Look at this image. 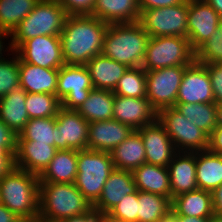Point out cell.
Wrapping results in <instances>:
<instances>
[{
	"instance_id": "1",
	"label": "cell",
	"mask_w": 222,
	"mask_h": 222,
	"mask_svg": "<svg viewBox=\"0 0 222 222\" xmlns=\"http://www.w3.org/2000/svg\"><path fill=\"white\" fill-rule=\"evenodd\" d=\"M109 24L92 15H68L60 33L62 54L67 65H86L102 54Z\"/></svg>"
},
{
	"instance_id": "2",
	"label": "cell",
	"mask_w": 222,
	"mask_h": 222,
	"mask_svg": "<svg viewBox=\"0 0 222 222\" xmlns=\"http://www.w3.org/2000/svg\"><path fill=\"white\" fill-rule=\"evenodd\" d=\"M39 182L37 175L15 167L0 179V203L24 222L39 219Z\"/></svg>"
},
{
	"instance_id": "3",
	"label": "cell",
	"mask_w": 222,
	"mask_h": 222,
	"mask_svg": "<svg viewBox=\"0 0 222 222\" xmlns=\"http://www.w3.org/2000/svg\"><path fill=\"white\" fill-rule=\"evenodd\" d=\"M149 38L139 22L109 24L102 54L128 68L141 67Z\"/></svg>"
},
{
	"instance_id": "4",
	"label": "cell",
	"mask_w": 222,
	"mask_h": 222,
	"mask_svg": "<svg viewBox=\"0 0 222 222\" xmlns=\"http://www.w3.org/2000/svg\"><path fill=\"white\" fill-rule=\"evenodd\" d=\"M93 208L74 183L39 182V219L58 222Z\"/></svg>"
},
{
	"instance_id": "5",
	"label": "cell",
	"mask_w": 222,
	"mask_h": 222,
	"mask_svg": "<svg viewBox=\"0 0 222 222\" xmlns=\"http://www.w3.org/2000/svg\"><path fill=\"white\" fill-rule=\"evenodd\" d=\"M68 14L59 0H39L10 36L7 52L15 51L25 40L42 35L60 36Z\"/></svg>"
},
{
	"instance_id": "6",
	"label": "cell",
	"mask_w": 222,
	"mask_h": 222,
	"mask_svg": "<svg viewBox=\"0 0 222 222\" xmlns=\"http://www.w3.org/2000/svg\"><path fill=\"white\" fill-rule=\"evenodd\" d=\"M110 152L84 149L77 151V174L74 185L94 205L114 169Z\"/></svg>"
},
{
	"instance_id": "7",
	"label": "cell",
	"mask_w": 222,
	"mask_h": 222,
	"mask_svg": "<svg viewBox=\"0 0 222 222\" xmlns=\"http://www.w3.org/2000/svg\"><path fill=\"white\" fill-rule=\"evenodd\" d=\"M195 61V51L188 38L179 36L150 37L142 68L145 72L177 65L189 66Z\"/></svg>"
},
{
	"instance_id": "8",
	"label": "cell",
	"mask_w": 222,
	"mask_h": 222,
	"mask_svg": "<svg viewBox=\"0 0 222 222\" xmlns=\"http://www.w3.org/2000/svg\"><path fill=\"white\" fill-rule=\"evenodd\" d=\"M158 121L165 127L178 152H198L208 150L209 136L192 123L174 106L158 113Z\"/></svg>"
},
{
	"instance_id": "9",
	"label": "cell",
	"mask_w": 222,
	"mask_h": 222,
	"mask_svg": "<svg viewBox=\"0 0 222 222\" xmlns=\"http://www.w3.org/2000/svg\"><path fill=\"white\" fill-rule=\"evenodd\" d=\"M138 22L150 37L187 38L188 0L178 5L143 10Z\"/></svg>"
},
{
	"instance_id": "10",
	"label": "cell",
	"mask_w": 222,
	"mask_h": 222,
	"mask_svg": "<svg viewBox=\"0 0 222 222\" xmlns=\"http://www.w3.org/2000/svg\"><path fill=\"white\" fill-rule=\"evenodd\" d=\"M187 67L177 65L145 72L147 99L158 113L165 108L175 106L178 90Z\"/></svg>"
},
{
	"instance_id": "11",
	"label": "cell",
	"mask_w": 222,
	"mask_h": 222,
	"mask_svg": "<svg viewBox=\"0 0 222 222\" xmlns=\"http://www.w3.org/2000/svg\"><path fill=\"white\" fill-rule=\"evenodd\" d=\"M93 89L89 70L86 65L64 64L58 73L57 97L61 107L77 110L88 98Z\"/></svg>"
},
{
	"instance_id": "12",
	"label": "cell",
	"mask_w": 222,
	"mask_h": 222,
	"mask_svg": "<svg viewBox=\"0 0 222 222\" xmlns=\"http://www.w3.org/2000/svg\"><path fill=\"white\" fill-rule=\"evenodd\" d=\"M26 63L48 69H60L65 63L60 36L42 35L25 40L16 50Z\"/></svg>"
},
{
	"instance_id": "13",
	"label": "cell",
	"mask_w": 222,
	"mask_h": 222,
	"mask_svg": "<svg viewBox=\"0 0 222 222\" xmlns=\"http://www.w3.org/2000/svg\"><path fill=\"white\" fill-rule=\"evenodd\" d=\"M89 122L76 110L61 107L56 115L54 146L57 150H84L88 146Z\"/></svg>"
},
{
	"instance_id": "14",
	"label": "cell",
	"mask_w": 222,
	"mask_h": 222,
	"mask_svg": "<svg viewBox=\"0 0 222 222\" xmlns=\"http://www.w3.org/2000/svg\"><path fill=\"white\" fill-rule=\"evenodd\" d=\"M215 103L208 69L194 61L186 69L178 90L176 104Z\"/></svg>"
},
{
	"instance_id": "15",
	"label": "cell",
	"mask_w": 222,
	"mask_h": 222,
	"mask_svg": "<svg viewBox=\"0 0 222 222\" xmlns=\"http://www.w3.org/2000/svg\"><path fill=\"white\" fill-rule=\"evenodd\" d=\"M222 17L205 0H188V33L196 51L218 29Z\"/></svg>"
},
{
	"instance_id": "16",
	"label": "cell",
	"mask_w": 222,
	"mask_h": 222,
	"mask_svg": "<svg viewBox=\"0 0 222 222\" xmlns=\"http://www.w3.org/2000/svg\"><path fill=\"white\" fill-rule=\"evenodd\" d=\"M137 131L143 139L146 163L168 167L177 151L165 127L157 120Z\"/></svg>"
},
{
	"instance_id": "17",
	"label": "cell",
	"mask_w": 222,
	"mask_h": 222,
	"mask_svg": "<svg viewBox=\"0 0 222 222\" xmlns=\"http://www.w3.org/2000/svg\"><path fill=\"white\" fill-rule=\"evenodd\" d=\"M113 119L129 125L133 130H138L155 123L158 120V112L147 98L115 95Z\"/></svg>"
},
{
	"instance_id": "18",
	"label": "cell",
	"mask_w": 222,
	"mask_h": 222,
	"mask_svg": "<svg viewBox=\"0 0 222 222\" xmlns=\"http://www.w3.org/2000/svg\"><path fill=\"white\" fill-rule=\"evenodd\" d=\"M134 130L117 120H101L89 123L87 149L111 152Z\"/></svg>"
},
{
	"instance_id": "19",
	"label": "cell",
	"mask_w": 222,
	"mask_h": 222,
	"mask_svg": "<svg viewBox=\"0 0 222 222\" xmlns=\"http://www.w3.org/2000/svg\"><path fill=\"white\" fill-rule=\"evenodd\" d=\"M137 191L132 171L114 168L104 184L103 191L93 209L106 215L124 196Z\"/></svg>"
},
{
	"instance_id": "20",
	"label": "cell",
	"mask_w": 222,
	"mask_h": 222,
	"mask_svg": "<svg viewBox=\"0 0 222 222\" xmlns=\"http://www.w3.org/2000/svg\"><path fill=\"white\" fill-rule=\"evenodd\" d=\"M172 199L180 194L195 191L196 152H176L168 165Z\"/></svg>"
},
{
	"instance_id": "21",
	"label": "cell",
	"mask_w": 222,
	"mask_h": 222,
	"mask_svg": "<svg viewBox=\"0 0 222 222\" xmlns=\"http://www.w3.org/2000/svg\"><path fill=\"white\" fill-rule=\"evenodd\" d=\"M54 145L37 143L32 140H17L15 166L39 176L54 157Z\"/></svg>"
},
{
	"instance_id": "22",
	"label": "cell",
	"mask_w": 222,
	"mask_h": 222,
	"mask_svg": "<svg viewBox=\"0 0 222 222\" xmlns=\"http://www.w3.org/2000/svg\"><path fill=\"white\" fill-rule=\"evenodd\" d=\"M59 69H48L23 62L19 58L20 86L27 93H47L57 96Z\"/></svg>"
},
{
	"instance_id": "23",
	"label": "cell",
	"mask_w": 222,
	"mask_h": 222,
	"mask_svg": "<svg viewBox=\"0 0 222 222\" xmlns=\"http://www.w3.org/2000/svg\"><path fill=\"white\" fill-rule=\"evenodd\" d=\"M91 15L108 24L138 22L139 0H95Z\"/></svg>"
},
{
	"instance_id": "24",
	"label": "cell",
	"mask_w": 222,
	"mask_h": 222,
	"mask_svg": "<svg viewBox=\"0 0 222 222\" xmlns=\"http://www.w3.org/2000/svg\"><path fill=\"white\" fill-rule=\"evenodd\" d=\"M93 88L114 91L128 67L103 54L96 55L86 64Z\"/></svg>"
},
{
	"instance_id": "25",
	"label": "cell",
	"mask_w": 222,
	"mask_h": 222,
	"mask_svg": "<svg viewBox=\"0 0 222 222\" xmlns=\"http://www.w3.org/2000/svg\"><path fill=\"white\" fill-rule=\"evenodd\" d=\"M171 215L210 218L214 215L212 192L197 189L174 197L171 201Z\"/></svg>"
},
{
	"instance_id": "26",
	"label": "cell",
	"mask_w": 222,
	"mask_h": 222,
	"mask_svg": "<svg viewBox=\"0 0 222 222\" xmlns=\"http://www.w3.org/2000/svg\"><path fill=\"white\" fill-rule=\"evenodd\" d=\"M132 173L137 190L163 195L172 201L168 167L144 163Z\"/></svg>"
},
{
	"instance_id": "27",
	"label": "cell",
	"mask_w": 222,
	"mask_h": 222,
	"mask_svg": "<svg viewBox=\"0 0 222 222\" xmlns=\"http://www.w3.org/2000/svg\"><path fill=\"white\" fill-rule=\"evenodd\" d=\"M27 94L19 86L0 98V119L17 135L29 120L25 106Z\"/></svg>"
},
{
	"instance_id": "28",
	"label": "cell",
	"mask_w": 222,
	"mask_h": 222,
	"mask_svg": "<svg viewBox=\"0 0 222 222\" xmlns=\"http://www.w3.org/2000/svg\"><path fill=\"white\" fill-rule=\"evenodd\" d=\"M76 174L77 150H57L38 179L48 183H74Z\"/></svg>"
},
{
	"instance_id": "29",
	"label": "cell",
	"mask_w": 222,
	"mask_h": 222,
	"mask_svg": "<svg viewBox=\"0 0 222 222\" xmlns=\"http://www.w3.org/2000/svg\"><path fill=\"white\" fill-rule=\"evenodd\" d=\"M110 154L116 169L133 171L146 163L143 139L137 130L130 133Z\"/></svg>"
},
{
	"instance_id": "30",
	"label": "cell",
	"mask_w": 222,
	"mask_h": 222,
	"mask_svg": "<svg viewBox=\"0 0 222 222\" xmlns=\"http://www.w3.org/2000/svg\"><path fill=\"white\" fill-rule=\"evenodd\" d=\"M196 181L199 189L213 192L222 184V155L209 150L196 152Z\"/></svg>"
},
{
	"instance_id": "31",
	"label": "cell",
	"mask_w": 222,
	"mask_h": 222,
	"mask_svg": "<svg viewBox=\"0 0 222 222\" xmlns=\"http://www.w3.org/2000/svg\"><path fill=\"white\" fill-rule=\"evenodd\" d=\"M115 95L113 91L93 88L87 100L76 110L89 123L112 120Z\"/></svg>"
},
{
	"instance_id": "32",
	"label": "cell",
	"mask_w": 222,
	"mask_h": 222,
	"mask_svg": "<svg viewBox=\"0 0 222 222\" xmlns=\"http://www.w3.org/2000/svg\"><path fill=\"white\" fill-rule=\"evenodd\" d=\"M171 216V200L138 190V222H161Z\"/></svg>"
},
{
	"instance_id": "33",
	"label": "cell",
	"mask_w": 222,
	"mask_h": 222,
	"mask_svg": "<svg viewBox=\"0 0 222 222\" xmlns=\"http://www.w3.org/2000/svg\"><path fill=\"white\" fill-rule=\"evenodd\" d=\"M174 107L208 136L217 127L216 103H184L175 104Z\"/></svg>"
},
{
	"instance_id": "34",
	"label": "cell",
	"mask_w": 222,
	"mask_h": 222,
	"mask_svg": "<svg viewBox=\"0 0 222 222\" xmlns=\"http://www.w3.org/2000/svg\"><path fill=\"white\" fill-rule=\"evenodd\" d=\"M38 2L39 0H0V29L10 35Z\"/></svg>"
},
{
	"instance_id": "35",
	"label": "cell",
	"mask_w": 222,
	"mask_h": 222,
	"mask_svg": "<svg viewBox=\"0 0 222 222\" xmlns=\"http://www.w3.org/2000/svg\"><path fill=\"white\" fill-rule=\"evenodd\" d=\"M56 117L32 118L25 124L17 140H32L54 145Z\"/></svg>"
},
{
	"instance_id": "36",
	"label": "cell",
	"mask_w": 222,
	"mask_h": 222,
	"mask_svg": "<svg viewBox=\"0 0 222 222\" xmlns=\"http://www.w3.org/2000/svg\"><path fill=\"white\" fill-rule=\"evenodd\" d=\"M114 95L133 98H147L146 73L142 67L128 68L119 79Z\"/></svg>"
},
{
	"instance_id": "37",
	"label": "cell",
	"mask_w": 222,
	"mask_h": 222,
	"mask_svg": "<svg viewBox=\"0 0 222 222\" xmlns=\"http://www.w3.org/2000/svg\"><path fill=\"white\" fill-rule=\"evenodd\" d=\"M25 104L29 119L56 117L61 108V100L47 93H28Z\"/></svg>"
},
{
	"instance_id": "38",
	"label": "cell",
	"mask_w": 222,
	"mask_h": 222,
	"mask_svg": "<svg viewBox=\"0 0 222 222\" xmlns=\"http://www.w3.org/2000/svg\"><path fill=\"white\" fill-rule=\"evenodd\" d=\"M195 61L203 65L222 63V19L218 29L195 51Z\"/></svg>"
},
{
	"instance_id": "39",
	"label": "cell",
	"mask_w": 222,
	"mask_h": 222,
	"mask_svg": "<svg viewBox=\"0 0 222 222\" xmlns=\"http://www.w3.org/2000/svg\"><path fill=\"white\" fill-rule=\"evenodd\" d=\"M11 52L13 57L0 59V98L20 86L19 57L15 51Z\"/></svg>"
},
{
	"instance_id": "40",
	"label": "cell",
	"mask_w": 222,
	"mask_h": 222,
	"mask_svg": "<svg viewBox=\"0 0 222 222\" xmlns=\"http://www.w3.org/2000/svg\"><path fill=\"white\" fill-rule=\"evenodd\" d=\"M106 215L121 222H138V190L124 196Z\"/></svg>"
},
{
	"instance_id": "41",
	"label": "cell",
	"mask_w": 222,
	"mask_h": 222,
	"mask_svg": "<svg viewBox=\"0 0 222 222\" xmlns=\"http://www.w3.org/2000/svg\"><path fill=\"white\" fill-rule=\"evenodd\" d=\"M68 15H91L95 0H59Z\"/></svg>"
},
{
	"instance_id": "42",
	"label": "cell",
	"mask_w": 222,
	"mask_h": 222,
	"mask_svg": "<svg viewBox=\"0 0 222 222\" xmlns=\"http://www.w3.org/2000/svg\"><path fill=\"white\" fill-rule=\"evenodd\" d=\"M211 85L214 93V101L216 104L222 103V65L221 64H206Z\"/></svg>"
},
{
	"instance_id": "43",
	"label": "cell",
	"mask_w": 222,
	"mask_h": 222,
	"mask_svg": "<svg viewBox=\"0 0 222 222\" xmlns=\"http://www.w3.org/2000/svg\"><path fill=\"white\" fill-rule=\"evenodd\" d=\"M17 134L0 119V149L17 152Z\"/></svg>"
},
{
	"instance_id": "44",
	"label": "cell",
	"mask_w": 222,
	"mask_h": 222,
	"mask_svg": "<svg viewBox=\"0 0 222 222\" xmlns=\"http://www.w3.org/2000/svg\"><path fill=\"white\" fill-rule=\"evenodd\" d=\"M15 152L0 149V179L9 174L15 166Z\"/></svg>"
},
{
	"instance_id": "45",
	"label": "cell",
	"mask_w": 222,
	"mask_h": 222,
	"mask_svg": "<svg viewBox=\"0 0 222 222\" xmlns=\"http://www.w3.org/2000/svg\"><path fill=\"white\" fill-rule=\"evenodd\" d=\"M183 0H139L140 13L143 10L178 5Z\"/></svg>"
},
{
	"instance_id": "46",
	"label": "cell",
	"mask_w": 222,
	"mask_h": 222,
	"mask_svg": "<svg viewBox=\"0 0 222 222\" xmlns=\"http://www.w3.org/2000/svg\"><path fill=\"white\" fill-rule=\"evenodd\" d=\"M208 150L222 155V126H217L209 136Z\"/></svg>"
},
{
	"instance_id": "47",
	"label": "cell",
	"mask_w": 222,
	"mask_h": 222,
	"mask_svg": "<svg viewBox=\"0 0 222 222\" xmlns=\"http://www.w3.org/2000/svg\"><path fill=\"white\" fill-rule=\"evenodd\" d=\"M58 222H101V214L92 208L88 213L62 219Z\"/></svg>"
},
{
	"instance_id": "48",
	"label": "cell",
	"mask_w": 222,
	"mask_h": 222,
	"mask_svg": "<svg viewBox=\"0 0 222 222\" xmlns=\"http://www.w3.org/2000/svg\"><path fill=\"white\" fill-rule=\"evenodd\" d=\"M214 214L222 216V184L212 192Z\"/></svg>"
},
{
	"instance_id": "49",
	"label": "cell",
	"mask_w": 222,
	"mask_h": 222,
	"mask_svg": "<svg viewBox=\"0 0 222 222\" xmlns=\"http://www.w3.org/2000/svg\"><path fill=\"white\" fill-rule=\"evenodd\" d=\"M0 222H24L19 216L11 212L6 206L0 203Z\"/></svg>"
},
{
	"instance_id": "50",
	"label": "cell",
	"mask_w": 222,
	"mask_h": 222,
	"mask_svg": "<svg viewBox=\"0 0 222 222\" xmlns=\"http://www.w3.org/2000/svg\"><path fill=\"white\" fill-rule=\"evenodd\" d=\"M176 222H209L210 218H199L195 216L171 215Z\"/></svg>"
},
{
	"instance_id": "51",
	"label": "cell",
	"mask_w": 222,
	"mask_h": 222,
	"mask_svg": "<svg viewBox=\"0 0 222 222\" xmlns=\"http://www.w3.org/2000/svg\"><path fill=\"white\" fill-rule=\"evenodd\" d=\"M222 17V0H205Z\"/></svg>"
},
{
	"instance_id": "52",
	"label": "cell",
	"mask_w": 222,
	"mask_h": 222,
	"mask_svg": "<svg viewBox=\"0 0 222 222\" xmlns=\"http://www.w3.org/2000/svg\"><path fill=\"white\" fill-rule=\"evenodd\" d=\"M9 37L10 36H9V34L7 32H5V31L0 29V59L4 58L3 54H5L4 48H5L6 45H4V41L3 40H5L6 38L8 39Z\"/></svg>"
},
{
	"instance_id": "53",
	"label": "cell",
	"mask_w": 222,
	"mask_h": 222,
	"mask_svg": "<svg viewBox=\"0 0 222 222\" xmlns=\"http://www.w3.org/2000/svg\"><path fill=\"white\" fill-rule=\"evenodd\" d=\"M216 120H217V126H222V103L216 104Z\"/></svg>"
},
{
	"instance_id": "54",
	"label": "cell",
	"mask_w": 222,
	"mask_h": 222,
	"mask_svg": "<svg viewBox=\"0 0 222 222\" xmlns=\"http://www.w3.org/2000/svg\"><path fill=\"white\" fill-rule=\"evenodd\" d=\"M209 222H222V216L214 214L210 217Z\"/></svg>"
},
{
	"instance_id": "55",
	"label": "cell",
	"mask_w": 222,
	"mask_h": 222,
	"mask_svg": "<svg viewBox=\"0 0 222 222\" xmlns=\"http://www.w3.org/2000/svg\"><path fill=\"white\" fill-rule=\"evenodd\" d=\"M101 222H121L110 218L107 215H101Z\"/></svg>"
},
{
	"instance_id": "56",
	"label": "cell",
	"mask_w": 222,
	"mask_h": 222,
	"mask_svg": "<svg viewBox=\"0 0 222 222\" xmlns=\"http://www.w3.org/2000/svg\"><path fill=\"white\" fill-rule=\"evenodd\" d=\"M161 222H176L171 216Z\"/></svg>"
},
{
	"instance_id": "57",
	"label": "cell",
	"mask_w": 222,
	"mask_h": 222,
	"mask_svg": "<svg viewBox=\"0 0 222 222\" xmlns=\"http://www.w3.org/2000/svg\"><path fill=\"white\" fill-rule=\"evenodd\" d=\"M31 222H47V221H44V220H41V219H35V220L31 221Z\"/></svg>"
}]
</instances>
